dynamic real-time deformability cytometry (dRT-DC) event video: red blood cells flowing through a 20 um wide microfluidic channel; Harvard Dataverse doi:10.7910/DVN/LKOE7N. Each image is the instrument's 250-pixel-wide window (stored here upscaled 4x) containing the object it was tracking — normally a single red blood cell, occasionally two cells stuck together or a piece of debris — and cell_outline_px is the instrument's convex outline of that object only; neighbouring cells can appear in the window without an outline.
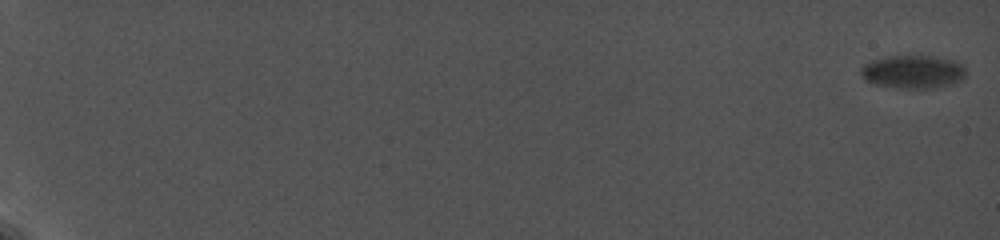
{"species": "common noctule bat (a hibernating species)", "species_latin": "Nyctalus noctula", "temperature_condition": "cold", "stored_images_in_passage": 29, "camera_frame_rate_fps": 5000, "um_per_image_px": 0.085, "animal": {"sex": "female", "body_mass_g": 19.0, "forearm_length_mm": 56.7}, "frame": {"image": 1, "passage_image": 1, "time_ms": 0.0, "image_size_px": [1000, 240], "cell_outline_px": [[964, 80], [952, 84], [932, 88], [900, 88], [876, 84], [864, 80], [860, 72], [860, 68], [864, 64], [872, 60], [888, 56], [932, 56], [952, 60], [960, 64], [964, 68]], "centroid_in_image_um": [77.58, 6.11], "position_along_channel_um": 7.4, "area_um2": 20.23}}
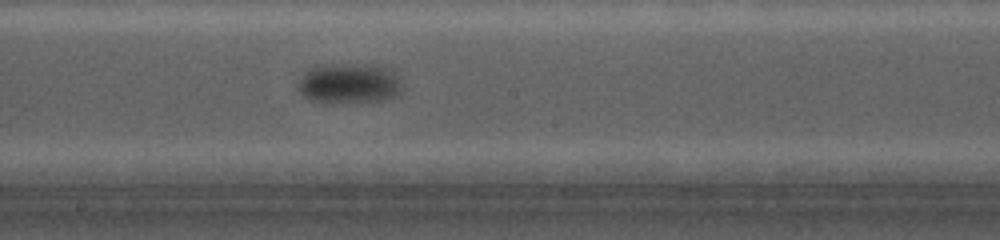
{"frame": {"image": 2, "passage_image": 20, "time_ms": 13.8, "image_size_px": [1000, 240], "cell_outline_px": [[400, 92], [396, 96], [380, 100], [312, 100], [304, 96], [296, 88], [300, 76], [308, 68], [316, 64], [372, 64], [392, 68], [400, 84]], "centroid_in_image_um": [29.63, 7.01], "position_along_channel_um": 218.6, "area_um2": 23.99}}
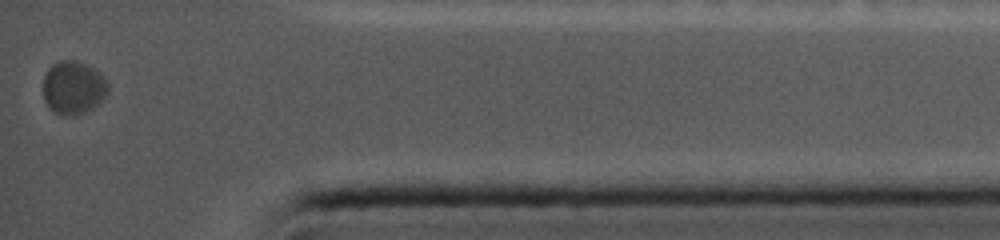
{"frame": {"image": 3, "passage_image": 29, "time_ms": 20.2, "image_size_px": [1000, 240], "cell_outline_px": [[108, 92], [92, 108], [84, 112], [72, 116], [64, 116], [56, 112], [44, 100], [44, 76], [48, 68], [52, 64], [60, 60], [76, 60], [100, 72], [108, 80]], "centroid_in_image_um": [6.24, 7.42], "position_along_channel_um": 429.0, "area_um2": 19.94}}